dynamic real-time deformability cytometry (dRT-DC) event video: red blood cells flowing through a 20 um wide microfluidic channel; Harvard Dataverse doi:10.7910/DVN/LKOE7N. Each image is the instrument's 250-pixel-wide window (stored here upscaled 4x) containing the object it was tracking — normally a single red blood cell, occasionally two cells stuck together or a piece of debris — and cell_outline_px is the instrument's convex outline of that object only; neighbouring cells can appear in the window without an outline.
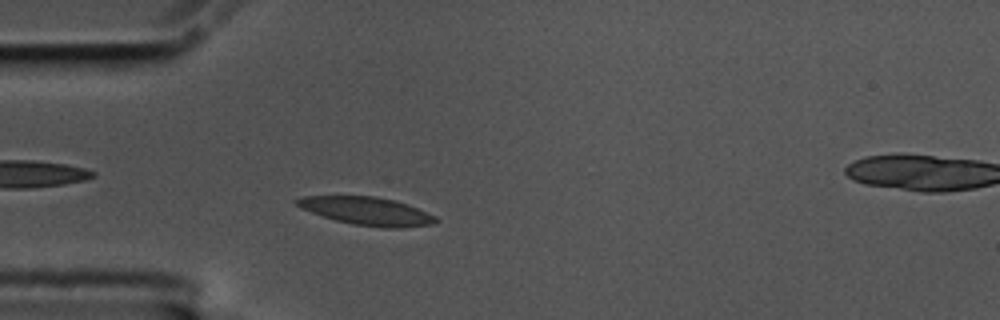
{"species": "common noctule bat (a hibernating species)", "species_latin": "Nyctalus noctula", "temperature_condition": "cold", "stored_images_in_passage": 54, "segment_of_instrument_passage": [1, 2], "camera_frame_rate_fps": 3000, "um_per_image_px": 0.085, "animal": {"sex": "male", "body_mass_g": 17.5, "forearm_length_mm": 52.3}, "frame": {"image": 1, "passage_image": 11, "time_ms": 3.333, "image_size_px": [1000, 320], "cell_outline_px": [[440, 220], [432, 224], [400, 228], [384, 228], [352, 224], [336, 220], [300, 208], [292, 200], [304, 196], [376, 196], [396, 200], [408, 204], [428, 212], [436, 216]], "centroid_in_image_um": [31.22, 17.94], "position_along_channel_um": 53.8, "area_um2": 22.83}}
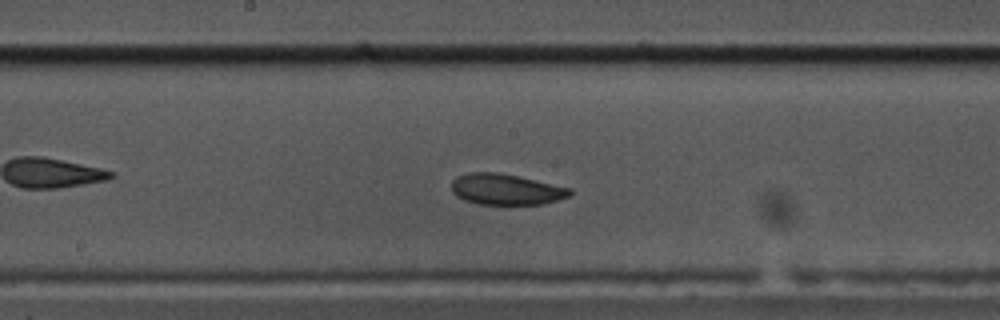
{"frame": {"image": 2, "passage_image": 25, "time_ms": 8.0, "image_size_px": [1000, 320], "cell_outline_px": [[572, 192], [568, 196], [556, 200], [540, 204], [476, 204], [464, 200], [456, 196], [452, 192], [452, 180], [456, 176], [472, 172], [496, 172], [516, 176], [572, 188]], "centroid_in_image_um": [42.96, 16.09], "position_along_channel_um": 205.2, "area_um2": 21.15}}
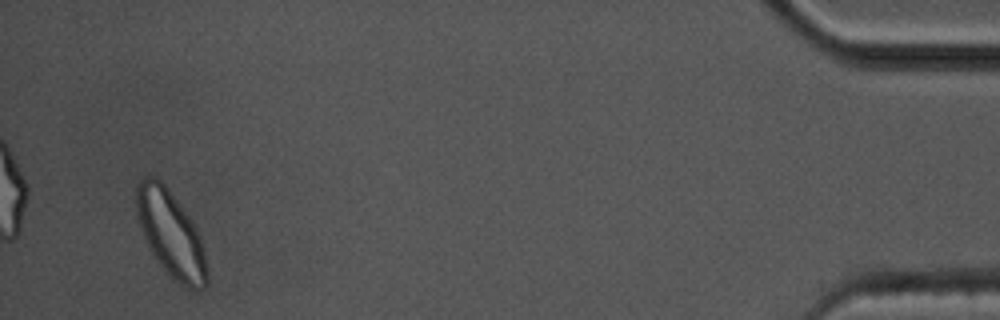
{"frame": {"image": 3, "passage_image": 51, "time_ms": 16.667, "image_size_px": [1000, 320], "cell_outline_px": [[208, 284], [204, 288], [188, 288], [180, 284], [160, 264], [152, 252], [136, 220], [136, 184], [144, 176], [156, 176], [168, 188], [188, 216], [200, 236], [204, 252], [208, 276]], "centroid_in_image_um": [14.49, 19.84], "position_along_channel_um": 420.7, "area_um2": 34.97}}